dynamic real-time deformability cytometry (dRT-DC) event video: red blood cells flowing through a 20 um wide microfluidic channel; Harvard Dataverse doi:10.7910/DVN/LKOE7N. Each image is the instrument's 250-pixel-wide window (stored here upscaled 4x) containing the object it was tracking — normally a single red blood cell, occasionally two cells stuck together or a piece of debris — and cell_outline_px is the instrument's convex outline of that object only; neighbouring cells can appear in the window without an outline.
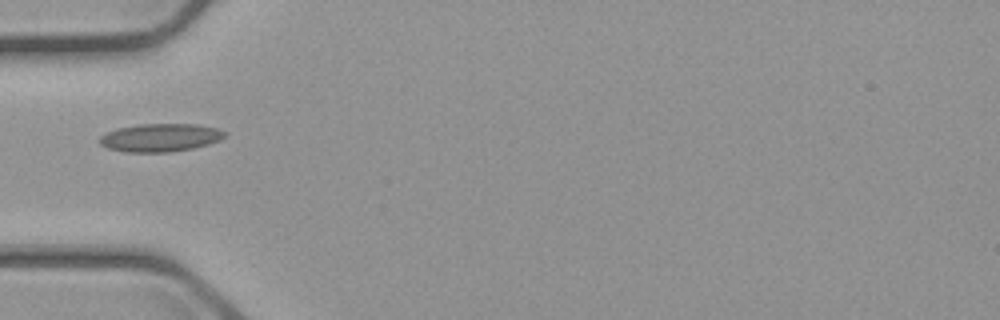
{"species": "common noctule bat (a hibernating species)", "species_latin": "Nyctalus noctula", "temperature_condition": "cold", "stored_images_in_passage": 1, "camera_frame_rate_fps": 3000, "um_per_image_px": 0.085, "animal": {"sex": "male", "body_mass_g": 23.1, "forearm_length_mm": 52.7}, "frame": {"image": 1, "passage_image": 1, "time_ms": 0.0, "image_size_px": [1000, 320], "cell_outline_px": [[224, 136], [220, 140], [208, 144], [192, 148], [168, 152], [128, 152], [108, 148], [100, 144], [100, 136], [116, 128], [140, 124], [196, 124], [216, 128], [224, 132]], "centroid_in_image_um": [13.6, 11.69], "position_along_channel_um": 71.4, "area_um2": 20.23}}